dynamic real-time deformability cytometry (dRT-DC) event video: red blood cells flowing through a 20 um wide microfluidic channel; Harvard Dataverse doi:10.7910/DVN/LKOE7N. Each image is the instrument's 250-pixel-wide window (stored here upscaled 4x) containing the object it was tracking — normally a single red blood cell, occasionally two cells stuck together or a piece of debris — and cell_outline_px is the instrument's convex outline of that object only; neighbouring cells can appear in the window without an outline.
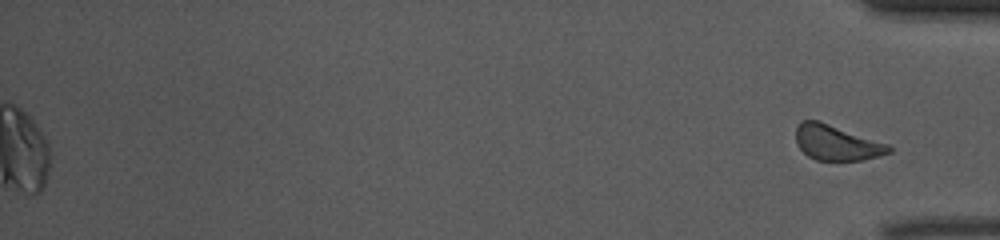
{"species": "common noctule bat (a hibernating species)", "species_latin": "Nyctalus noctula", "temperature_condition": "warm", "stored_images_in_passage": 42, "camera_frame_rate_fps": 3000, "um_per_image_px": 0.085, "animal": {"sex": "female", "body_mass_g": 10.0, "forearm_length_mm": 53.1}, "frame": {"image": 1, "passage_image": 42, "time_ms": 13.667, "image_size_px": [1000, 240], "cell_outline_px": [[892, 152], [860, 160], [816, 160], [808, 156], [796, 144], [796, 128], [800, 120], [816, 120], [888, 144], [892, 148]], "centroid_in_image_um": [71.07, 12.13], "position_along_channel_um": 364.1, "area_um2": 18.73}}